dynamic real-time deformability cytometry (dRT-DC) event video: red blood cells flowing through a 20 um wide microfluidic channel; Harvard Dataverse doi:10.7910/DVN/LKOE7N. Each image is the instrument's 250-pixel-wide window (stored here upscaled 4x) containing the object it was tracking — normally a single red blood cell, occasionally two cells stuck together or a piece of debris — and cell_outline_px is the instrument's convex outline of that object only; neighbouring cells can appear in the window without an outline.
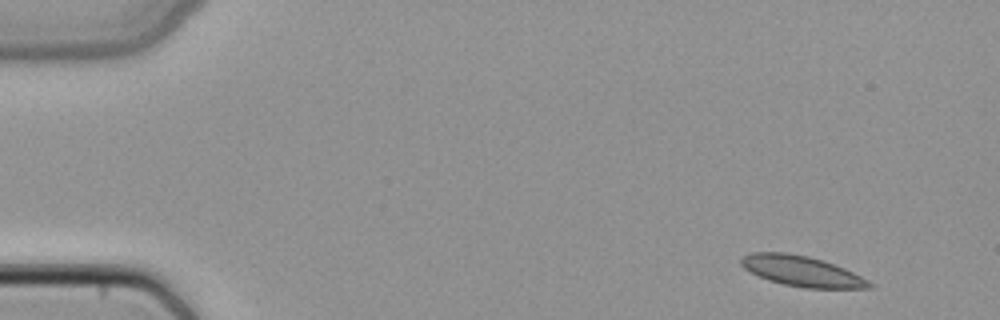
{"species": "common noctule bat (a hibernating species)", "species_latin": "Nyctalus noctula", "temperature_condition": "cold", "stored_images_in_passage": 3, "camera_frame_rate_fps": 3000, "um_per_image_px": 0.085, "animal": {"sex": "female", "body_mass_g": 22.7, "forearm_length_mm": 54.2}, "frame": {"image": 1, "passage_image": 1, "time_ms": 0.0, "image_size_px": [1000, 320], "cell_outline_px": [[876, 284], [872, 288], [804, 288], [784, 284], [768, 280], [744, 268], [740, 264], [740, 260], [744, 256], [752, 252], [788, 252], [808, 256], [824, 260], [844, 268]], "centroid_in_image_um": [68.18, 23.04], "position_along_channel_um": 16.8, "area_um2": 22.72}}